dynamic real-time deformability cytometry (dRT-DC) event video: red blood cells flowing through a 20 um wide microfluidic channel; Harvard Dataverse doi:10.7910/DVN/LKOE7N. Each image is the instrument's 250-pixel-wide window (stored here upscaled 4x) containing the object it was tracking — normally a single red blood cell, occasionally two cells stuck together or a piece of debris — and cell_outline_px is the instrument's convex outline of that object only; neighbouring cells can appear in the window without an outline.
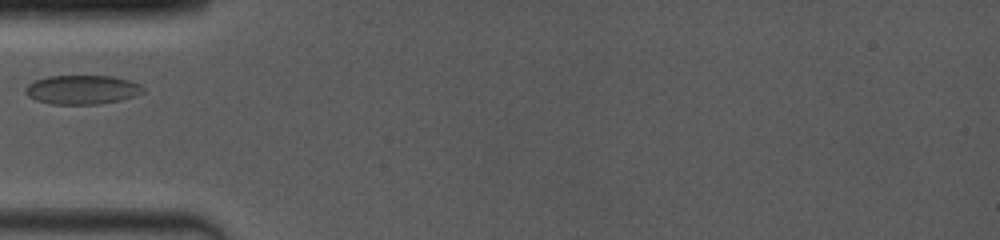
{"species": "common noctule bat (a hibernating species)", "species_latin": "Nyctalus noctula", "temperature_condition": "room temperature", "stored_images_in_passage": 37, "camera_frame_rate_fps": 4000, "um_per_image_px": 0.085, "animal": {"sex": "female", "body_mass_g": 19.0, "forearm_length_mm": 53.3}, "frame": {"image": 1, "passage_image": 1, "time_ms": 0.0, "image_size_px": [1000, 240], "cell_outline_px": [[144, 92], [136, 96], [120, 100], [100, 104], [52, 104], [36, 100], [28, 96], [24, 92], [24, 88], [28, 84], [36, 80], [48, 76], [112, 76], [128, 80], [140, 84], [144, 88]], "centroid_in_image_um": [6.98, 7.62], "position_along_channel_um": 78.0, "area_um2": 20.0}}
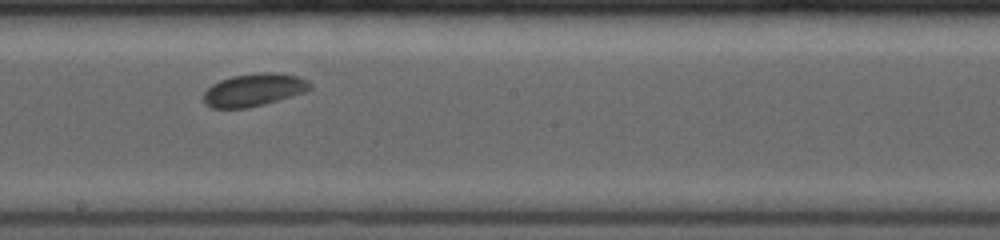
{"frame": {"image": 2, "passage_image": 16, "time_ms": 3.75, "image_size_px": [1000, 240], "cell_outline_px": [[312, 88], [304, 92], [264, 104], [248, 108], [212, 108], [204, 104], [204, 92], [212, 84], [220, 80], [232, 76], [260, 72], [280, 72], [300, 76], [308, 80], [312, 84]], "centroid_in_image_um": [21.6, 7.62], "position_along_channel_um": 226.6, "area_um2": 20.46}}
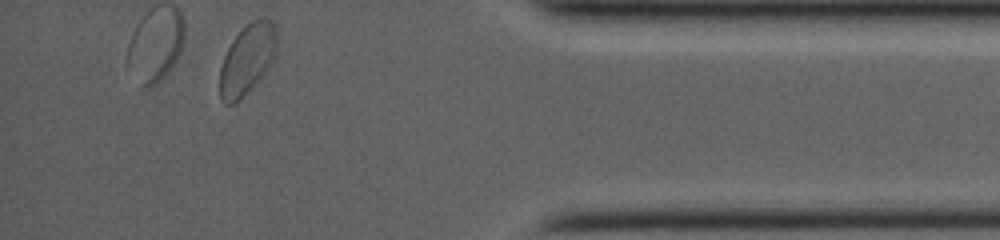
{"frame": {"image": 3, "passage_image": 37, "time_ms": 9.0, "image_size_px": [1000, 240], "cell_outline_px": [[276, 52], [268, 68], [240, 100], [232, 104], [224, 104], [220, 100], [220, 68], [224, 56], [232, 40], [252, 20], [272, 20], [276, 24]], "centroid_in_image_um": [21.0, 5.07], "position_along_channel_um": 414.2, "area_um2": 22.89}}